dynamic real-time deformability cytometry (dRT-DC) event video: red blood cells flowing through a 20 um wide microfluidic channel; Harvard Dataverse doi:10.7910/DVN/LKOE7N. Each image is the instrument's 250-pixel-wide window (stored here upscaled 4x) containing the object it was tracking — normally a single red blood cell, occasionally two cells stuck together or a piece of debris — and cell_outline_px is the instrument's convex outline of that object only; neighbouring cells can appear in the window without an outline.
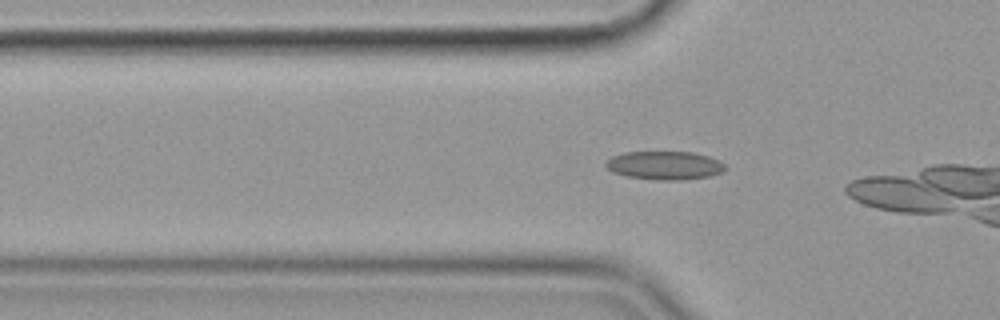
{"species": "common noctule bat (a hibernating species)", "species_latin": "Nyctalus noctula", "temperature_condition": "cold", "stored_images_in_passage": 10, "camera_frame_rate_fps": 3000, "um_per_image_px": 0.085, "animal": {"sex": "female", "body_mass_g": 19.9}, "frame": {"image": 1, "passage_image": 5, "time_ms": 1.333, "image_size_px": [1000, 320], "cell_outline_px": [[728, 168], [720, 172], [708, 176], [680, 180], [656, 180], [628, 176], [612, 172], [604, 164], [612, 156], [624, 152], [692, 152], [708, 156], [720, 160]], "centroid_in_image_um": [56.5, 14.05], "position_along_channel_um": 69.3, "area_um2": 19.71}}
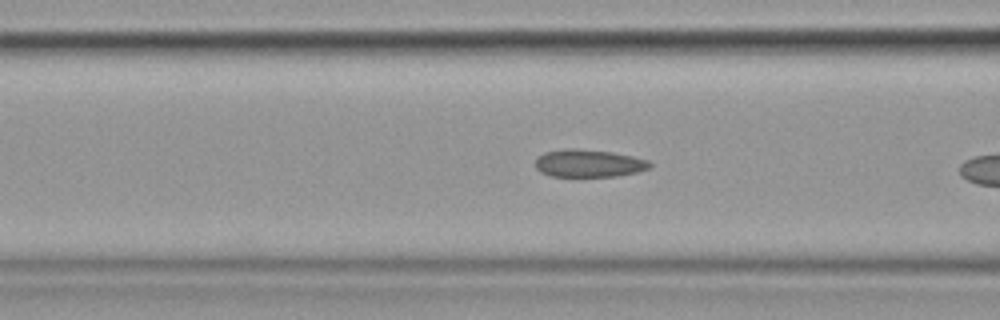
{"frame": {"image": 2, "passage_image": 9, "time_ms": 2.667, "image_size_px": [1000, 320], "cell_outline_px": [[652, 168], [636, 172], [616, 176], [552, 176], [540, 172], [536, 168], [536, 156], [544, 152], [568, 148], [576, 148], [612, 152], [632, 156], [648, 160], [652, 164]], "centroid_in_image_um": [50.04, 13.87], "position_along_channel_um": 116.6, "area_um2": 18.5}}